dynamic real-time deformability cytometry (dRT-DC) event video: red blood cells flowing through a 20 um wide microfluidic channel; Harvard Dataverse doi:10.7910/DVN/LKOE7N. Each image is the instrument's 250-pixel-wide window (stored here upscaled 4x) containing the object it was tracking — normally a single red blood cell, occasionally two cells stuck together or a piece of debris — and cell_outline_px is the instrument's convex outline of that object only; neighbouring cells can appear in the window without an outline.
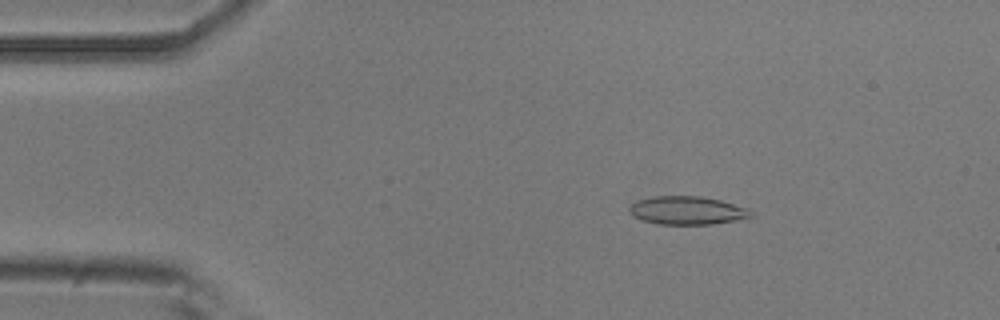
{"species": "common noctule bat (a hibernating species)", "species_latin": "Nyctalus noctula", "temperature_condition": "room temperature", "stored_images_in_passage": 37, "camera_frame_rate_fps": 3000, "um_per_image_px": 0.085, "animal": {"sex": "male", "body_mass_g": 20.5, "forearm_length_mm": 52.5}, "frame": {"image": 1, "passage_image": 2, "time_ms": 0.333, "image_size_px": [1000, 320], "cell_outline_px": [[756, 216], [736, 220], [712, 224], [660, 224], [644, 220], [636, 216], [628, 208], [636, 200], [652, 196], [700, 196], [720, 200], [748, 208]], "centroid_in_image_um": [58.46, 17.88], "position_along_channel_um": 26.5, "area_um2": 19.88}}
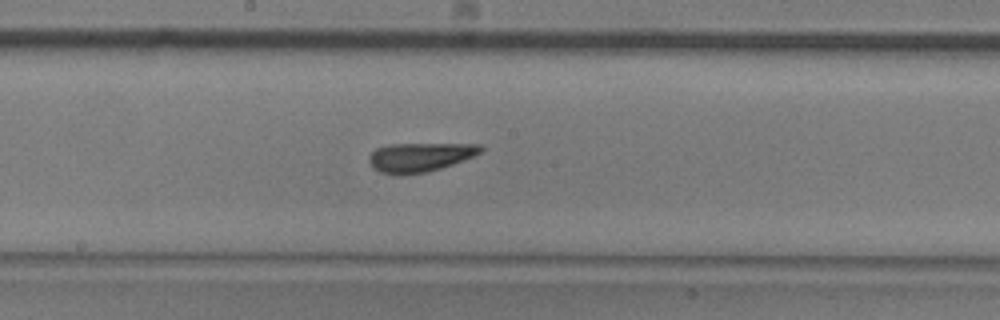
{"frame": {"image": 2, "passage_image": 22, "time_ms": 7.0, "image_size_px": [1000, 320], "cell_outline_px": [[484, 148], [480, 152], [472, 156], [452, 164], [428, 172], [400, 176], [380, 172], [372, 168], [368, 160], [368, 156], [376, 148], [392, 144], [480, 144]], "centroid_in_image_um": [35.63, 13.37], "position_along_channel_um": 212.6, "area_um2": 18.96}}
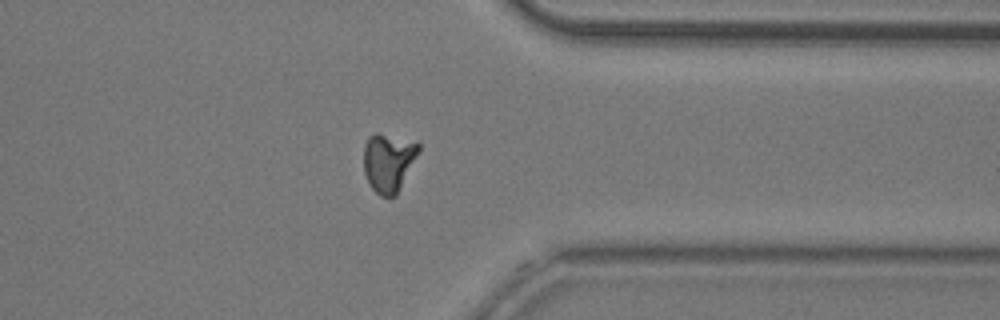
{"frame": {"image": 3, "passage_image": 36, "time_ms": 11.667, "image_size_px": [1000, 320], "cell_outline_px": [[420, 152], [396, 196], [380, 196], [372, 188], [364, 172], [364, 144], [368, 136], [376, 132], [420, 144]], "centroid_in_image_um": [33.02, 13.8], "position_along_channel_um": 378.4, "area_um2": 18.67}, "authors_computed_cell_mechanics": {"area_um2": 18.9584, "velocity_mm_per_s": 3.7213, "shape_relaxation_time_tau1_ms": null, "shape_relaxation_time_tau2_ms": 2.2641, "deformation_change_tau1": null, "deformation_change_tau2": 0.1223}}